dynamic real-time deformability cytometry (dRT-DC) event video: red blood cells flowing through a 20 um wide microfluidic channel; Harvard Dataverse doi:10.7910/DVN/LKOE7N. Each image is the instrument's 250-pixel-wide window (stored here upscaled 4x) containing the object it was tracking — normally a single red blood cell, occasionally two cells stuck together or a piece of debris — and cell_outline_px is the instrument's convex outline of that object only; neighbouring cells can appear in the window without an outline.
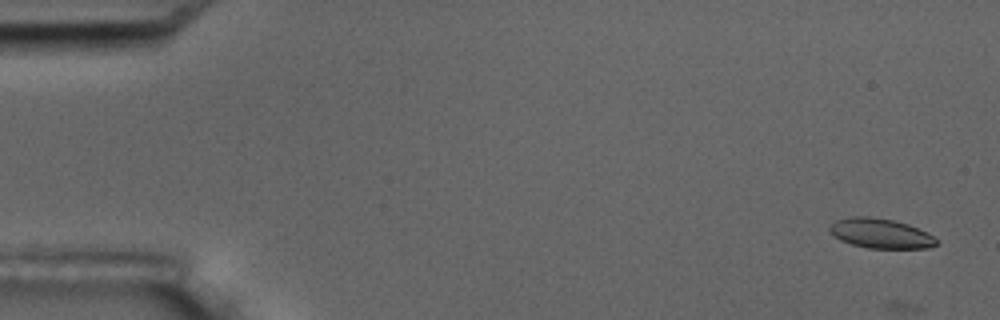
{"species": "common noctule bat (a hibernating species)", "species_latin": "Nyctalus noctula", "temperature_condition": "room temperature", "stored_images_in_passage": 6, "camera_frame_rate_fps": 3000, "um_per_image_px": 0.085, "animal": {"sex": "male", "body_mass_g": 17.5, "forearm_length_mm": 52.3}, "frame": {"image": 1, "passage_image": 1, "time_ms": 0.0, "image_size_px": [1000, 320], "cell_outline_px": [[940, 244], [928, 248], [868, 248], [852, 244], [840, 240], [828, 228], [836, 220], [852, 216], [868, 216], [892, 220], [908, 224], [928, 232]], "centroid_in_image_um": [74.88, 19.84], "position_along_channel_um": 10.1, "area_um2": 18.38}}